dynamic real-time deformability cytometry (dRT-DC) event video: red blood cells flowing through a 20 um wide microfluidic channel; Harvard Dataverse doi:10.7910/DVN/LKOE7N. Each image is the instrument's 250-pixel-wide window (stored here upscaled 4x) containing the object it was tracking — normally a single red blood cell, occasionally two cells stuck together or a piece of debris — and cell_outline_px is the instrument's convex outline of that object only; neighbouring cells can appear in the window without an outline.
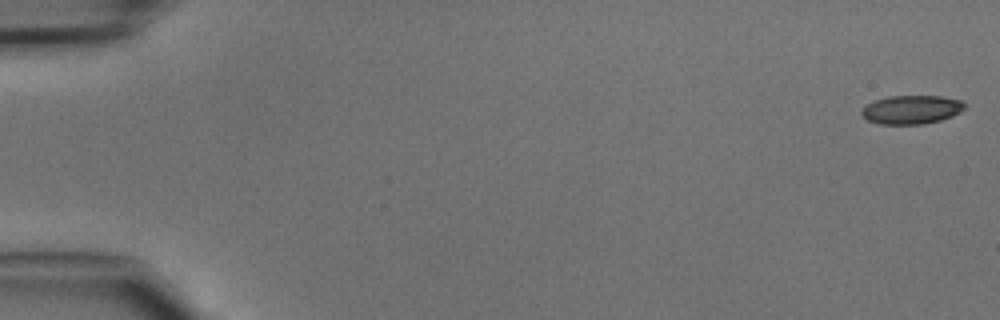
{"species": "common noctule bat (a hibernating species)", "species_latin": "Nyctalus noctula", "temperature_condition": "cold", "stored_images_in_passage": 47, "camera_frame_rate_fps": 3000, "um_per_image_px": 0.085, "animal": {"sex": "male", "body_mass_g": 15.6}, "frame": {"image": 1, "passage_image": 1, "time_ms": 0.0, "image_size_px": [1000, 320], "cell_outline_px": [[964, 108], [960, 112], [952, 116], [940, 120], [924, 124], [880, 124], [868, 120], [860, 112], [868, 104], [876, 100], [888, 96], [940, 96], [960, 100], [964, 104]], "centroid_in_image_um": [77.48, 9.32], "position_along_channel_um": 7.5, "area_um2": 16.99}}
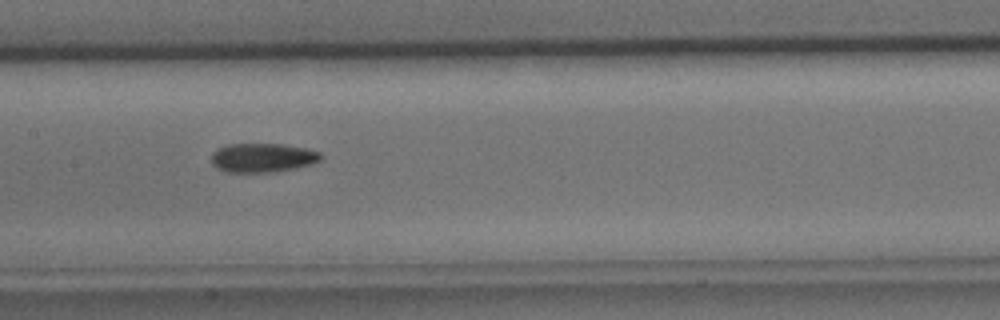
{"frame": {"image": 2, "passage_image": 24, "time_ms": 7.667, "image_size_px": [1000, 320], "cell_outline_px": [[324, 156], [320, 160], [312, 164], [296, 168], [268, 172], [228, 172], [216, 168], [212, 164], [212, 152], [216, 148], [228, 144], [284, 144], [304, 148], [320, 152]], "centroid_in_image_um": [22.31, 13.4], "position_along_channel_um": 185.1, "area_um2": 18.61}}
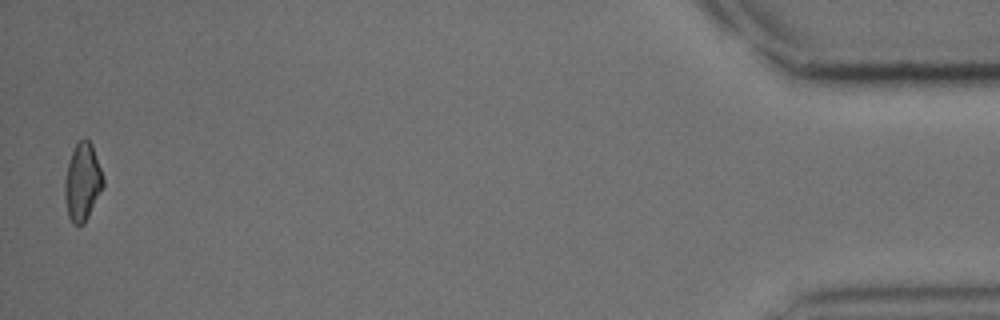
{"frame": {"image": 3, "passage_image": 47, "time_ms": 15.333, "image_size_px": [1000, 320], "cell_outline_px": [[104, 184], [84, 224], [72, 224], [68, 216], [64, 196], [64, 180], [68, 164], [72, 152], [76, 144], [84, 136], [92, 144], [104, 180]], "centroid_in_image_um": [6.99, 15.47], "position_along_channel_um": 428.2, "area_um2": 17.17}}